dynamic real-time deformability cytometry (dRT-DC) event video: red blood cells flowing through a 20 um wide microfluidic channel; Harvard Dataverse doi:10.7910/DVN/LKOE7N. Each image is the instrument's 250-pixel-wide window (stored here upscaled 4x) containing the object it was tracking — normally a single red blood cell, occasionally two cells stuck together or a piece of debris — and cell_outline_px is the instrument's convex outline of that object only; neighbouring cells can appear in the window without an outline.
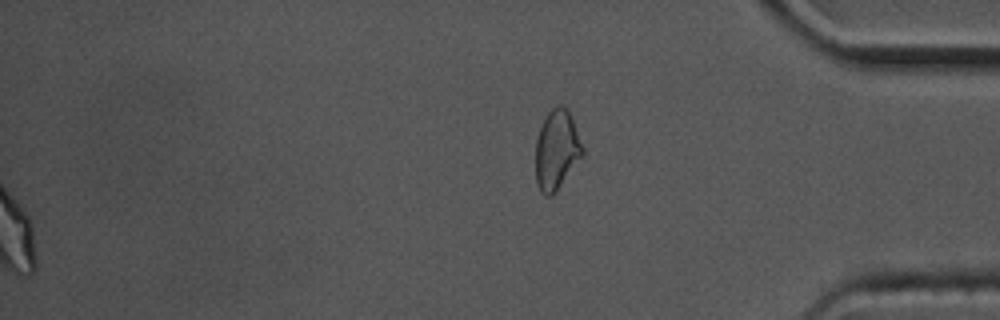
{"species": "common noctule bat (a hibernating species)", "species_latin": "Nyctalus noctula", "temperature_condition": "cold", "stored_images_in_passage": 58, "segment_of_instrument_passage": [2, 2], "camera_frame_rate_fps": 3000, "um_per_image_px": 0.085, "animal": {"sex": "male", "body_mass_g": 17.5, "forearm_length_mm": 52.3}, "frame": {"image": 1, "passage_image": 58, "time_ms": 19.0, "image_size_px": [1000, 320], "cell_outline_px": [[584, 156], [552, 196], [544, 196], [540, 192], [536, 184], [536, 140], [540, 128], [548, 112], [556, 104], [564, 104], [568, 108], [584, 148]], "centroid_in_image_um": [47.33, 12.74], "position_along_channel_um": 387.9, "area_um2": 22.14}}